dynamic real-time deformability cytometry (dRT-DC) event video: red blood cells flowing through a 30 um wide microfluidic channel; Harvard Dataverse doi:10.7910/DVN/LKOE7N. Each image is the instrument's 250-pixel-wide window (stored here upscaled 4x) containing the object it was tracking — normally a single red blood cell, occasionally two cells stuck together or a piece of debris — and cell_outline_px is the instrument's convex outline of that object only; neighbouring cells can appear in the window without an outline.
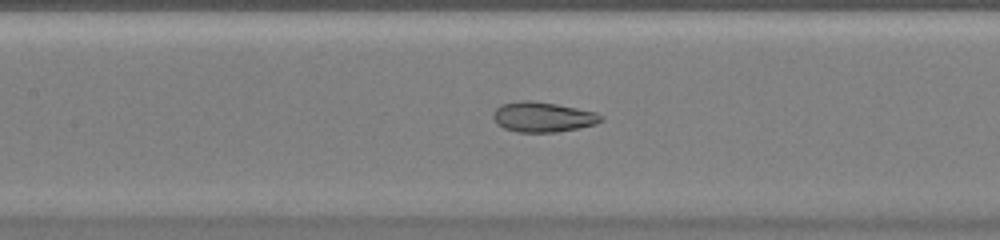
{"species": "common noctule bat (a hibernating species)", "species_latin": "Nyctalus noctula", "temperature_condition": "warm", "stored_images_in_passage": 43, "camera_frame_rate_fps": 3000, "um_per_image_px": 0.085, "animal": {"sex": "female", "body_mass_g": 20.0, "forearm_length_mm": 54.0}, "frame": {"image": 1, "passage_image": 15, "time_ms": 4.667, "image_size_px": [1000, 240], "cell_outline_px": [[604, 120], [596, 124], [580, 128], [556, 132], [516, 132], [504, 128], [496, 124], [492, 116], [492, 112], [500, 104], [520, 100], [532, 100], [556, 104], [596, 112], [604, 116]], "centroid_in_image_um": [46.12, 9.94], "position_along_channel_um": 161.3, "area_um2": 19.19}}
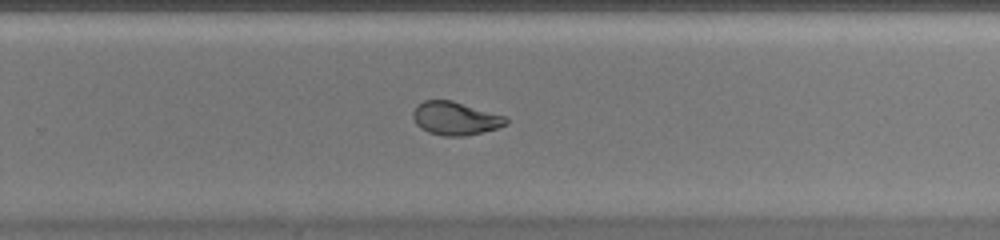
{"frame": {"image": 2, "passage_image": 25, "time_ms": 8.0, "image_size_px": [1000, 240], "cell_outline_px": [[508, 124], [496, 128], [464, 136], [444, 136], [428, 132], [420, 128], [416, 124], [412, 116], [412, 112], [416, 104], [424, 100], [452, 100], [508, 116]], "centroid_in_image_um": [38.69, 10.05], "position_along_channel_um": 291.1, "area_um2": 18.26}}
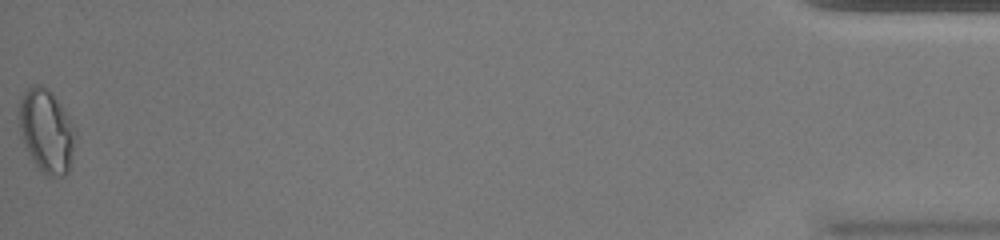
{"frame": {"image": 3, "passage_image": 43, "time_ms": 14.0, "image_size_px": [1000, 240], "cell_outline_px": [[76, 136], [68, 172], [64, 176], [48, 176], [36, 164], [28, 152], [20, 136], [20, 100], [24, 92], [32, 84], [40, 84], [48, 88], [52, 92], [64, 108], [76, 128]], "centroid_in_image_um": [3.97, 11.09], "position_along_channel_um": 431.2, "area_um2": 27.28}, "authors_computed_cell_mechanics": {"area_um2": 19.363, "velocity_mm_per_s": 3.9044, "shape_relaxation_time_tau1_ms": null, "shape_relaxation_time_tau2_ms": 0.8486, "deformation_change_tau1": null, "deformation_change_tau2": 0.0597}}